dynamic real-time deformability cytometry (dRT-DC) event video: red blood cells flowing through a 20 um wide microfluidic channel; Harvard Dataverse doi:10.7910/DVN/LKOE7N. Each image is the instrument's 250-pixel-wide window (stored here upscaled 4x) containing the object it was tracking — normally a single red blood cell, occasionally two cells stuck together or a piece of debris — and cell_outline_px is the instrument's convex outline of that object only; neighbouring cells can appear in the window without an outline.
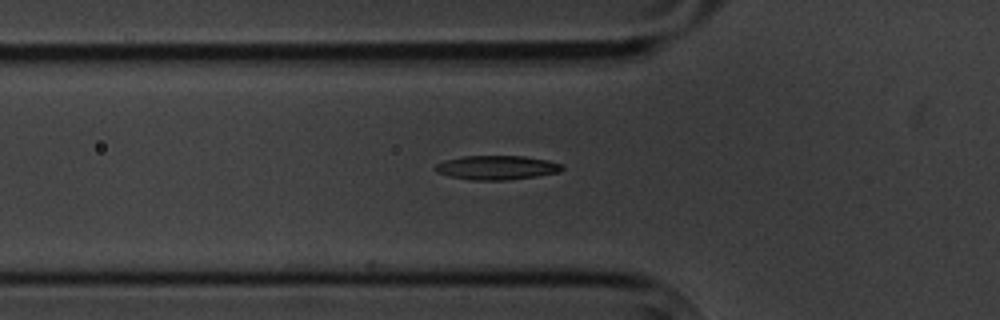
{"species": "common noctule bat (a hibernating species)", "species_latin": "Nyctalus noctula", "temperature_condition": "cold", "stored_images_in_passage": 5, "camera_frame_rate_fps": 3000, "um_per_image_px": 0.085, "animal": {"sex": "male", "body_mass_g": 20.1, "forearm_length_mm": 53.5}, "frame": {"image": 1, "passage_image": 5, "time_ms": 4.667, "image_size_px": [1000, 320], "cell_outline_px": [[564, 168], [560, 172], [536, 176], [508, 180], [472, 180], [448, 176], [436, 172], [432, 168], [436, 164], [444, 160], [464, 156], [524, 156], [548, 160], [564, 164]], "centroid_in_image_um": [42.22, 14.24], "position_along_channel_um": 83.6, "area_um2": 18.03}}